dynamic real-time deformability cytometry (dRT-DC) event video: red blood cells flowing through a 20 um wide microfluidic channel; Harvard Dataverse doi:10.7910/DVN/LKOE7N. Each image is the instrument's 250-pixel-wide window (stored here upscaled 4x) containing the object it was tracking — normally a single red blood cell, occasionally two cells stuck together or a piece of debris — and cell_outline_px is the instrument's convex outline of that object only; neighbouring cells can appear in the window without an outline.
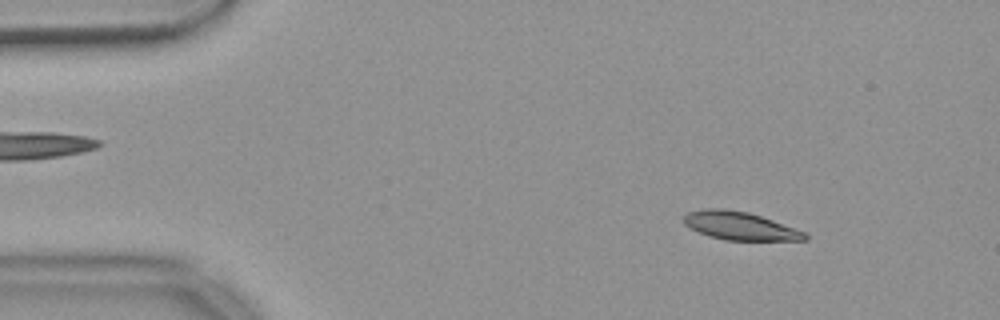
{"species": "common noctule bat (a hibernating species)", "species_latin": "Nyctalus noctula", "temperature_condition": "warm", "stored_images_in_passage": 54, "camera_frame_rate_fps": 3000, "um_per_image_px": 0.085, "animal": {"sex": "female", "body_mass_g": 18.4}, "frame": {"image": 1, "passage_image": 6, "time_ms": 1.667, "image_size_px": [1000, 320], "cell_outline_px": [[808, 240], [724, 240], [708, 236], [684, 224], [684, 216], [688, 212], [708, 208], [724, 208], [748, 212], [772, 220], [804, 232], [808, 236]], "centroid_in_image_um": [62.87, 19.2], "position_along_channel_um": 22.1, "area_um2": 19.59}}
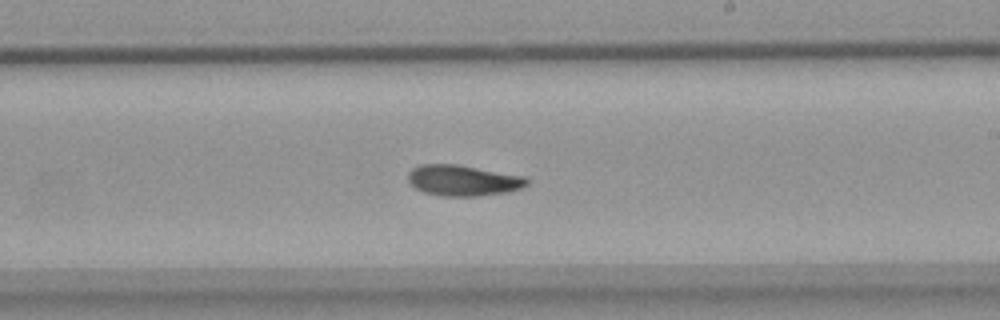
{"frame": {"image": 2, "passage_image": 31, "time_ms": 10.0, "image_size_px": [1000, 320], "cell_outline_px": [[528, 184], [520, 188], [508, 192], [476, 196], [440, 196], [424, 192], [416, 188], [408, 180], [408, 172], [412, 168], [420, 164], [456, 164], [524, 176], [528, 180]], "centroid_in_image_um": [39.34, 15.33], "position_along_channel_um": 249.7, "area_um2": 21.27}}
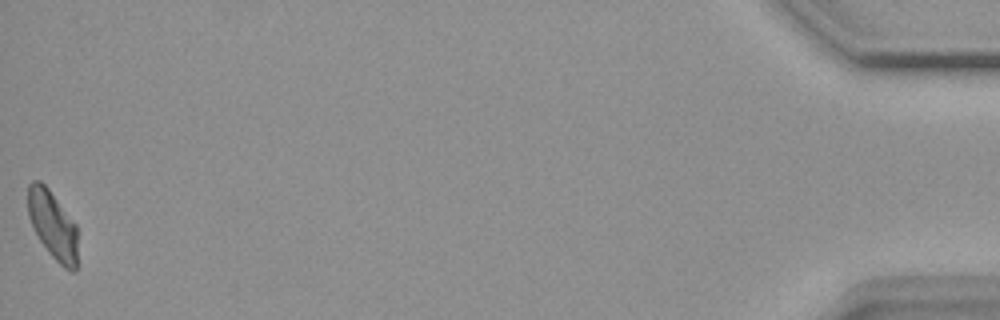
{"frame": {"image": 3, "passage_image": 54, "time_ms": 17.667, "image_size_px": [1000, 320], "cell_outline_px": [[76, 272], [72, 272], [64, 268], [48, 252], [40, 240], [28, 216], [28, 184], [32, 180], [40, 180], [48, 188], [76, 224]], "centroid_in_image_um": [4.47, 19.11], "position_along_channel_um": 430.7, "area_um2": 19.54}, "authors_computed_cell_mechanics": {"area_um2": 20.6924, "velocity_mm_per_s": 3.6469, "shape_relaxation_time_tau1_ms": 5.1355, "shape_relaxation_time_tau2_ms": 7.0772, "deformation_change_tau1": 0.1661, "deformation_change_tau2": 0.1387}}